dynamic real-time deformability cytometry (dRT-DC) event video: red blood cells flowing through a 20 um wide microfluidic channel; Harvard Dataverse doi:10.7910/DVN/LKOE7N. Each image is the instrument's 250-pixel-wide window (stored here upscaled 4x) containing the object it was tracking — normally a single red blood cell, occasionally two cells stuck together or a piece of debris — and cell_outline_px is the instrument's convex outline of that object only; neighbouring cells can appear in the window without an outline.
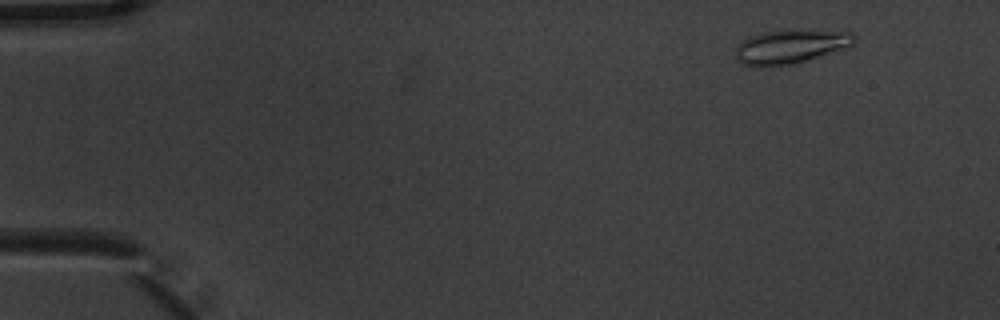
{"species": "common noctule bat (a hibernating species)", "species_latin": "Nyctalus noctula", "temperature_condition": "warm", "stored_images_in_passage": 5, "camera_frame_rate_fps": 3000, "um_per_image_px": 0.085, "animal": {"sex": "male", "body_mass_g": 20.1, "forearm_length_mm": 53.5}, "frame": {"image": 1, "passage_image": 2, "time_ms": 0.333, "image_size_px": [1000, 320], "cell_outline_px": [[856, 40], [852, 44], [844, 48], [792, 64], [768, 68], [756, 68], [744, 64], [736, 56], [736, 48], [748, 36], [764, 32], [852, 32], [856, 36]], "centroid_in_image_um": [67.12, 4.02], "position_along_channel_um": 17.9, "area_um2": 22.54}}
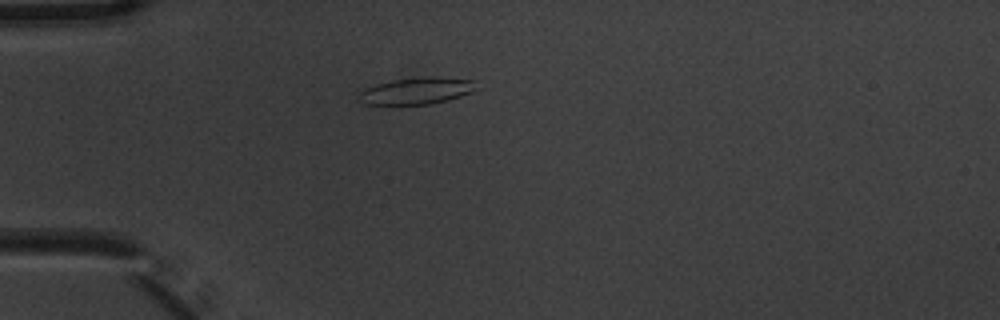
{"frame": {"image": 2, "passage_image": 5, "time_ms": 1.333, "image_size_px": [1000, 320], "cell_outline_px": [[476, 88], [472, 92], [448, 100], [432, 104], [364, 104], [356, 96], [356, 92], [364, 88], [376, 84], [392, 80], [420, 76], [436, 76], [476, 80]], "centroid_in_image_um": [35.39, 7.7], "position_along_channel_um": 49.6, "area_um2": 18.67}}